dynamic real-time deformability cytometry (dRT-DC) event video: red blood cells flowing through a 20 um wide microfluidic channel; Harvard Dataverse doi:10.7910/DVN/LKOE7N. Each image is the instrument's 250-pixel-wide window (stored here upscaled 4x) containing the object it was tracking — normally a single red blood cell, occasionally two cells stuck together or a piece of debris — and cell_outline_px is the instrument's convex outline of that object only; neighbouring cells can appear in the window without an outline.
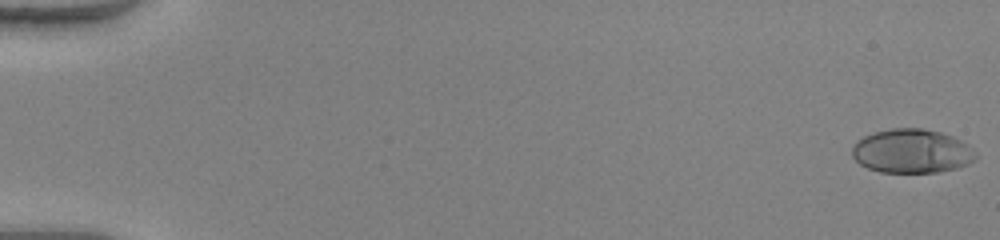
{"species": "human", "species_latin": "Homo sapiens", "temperature_condition": "warm", "stored_images_in_passage": 51, "camera_frame_rate_fps": 3000, "um_per_image_px": 0.085, "donor": {"sex": "female"}, "frame": {"image": 1, "passage_image": 1, "time_ms": 0.0, "image_size_px": [1000, 240], "cell_outline_px": [[976, 160], [968, 164], [956, 168], [936, 172], [880, 172], [868, 168], [860, 164], [852, 156], [852, 148], [856, 140], [864, 136], [876, 132], [892, 128], [924, 128], [940, 132], [952, 136], [968, 144], [976, 152]], "centroid_in_image_um": [77.51, 12.84], "position_along_channel_um": 7.5, "area_um2": 31.73}}
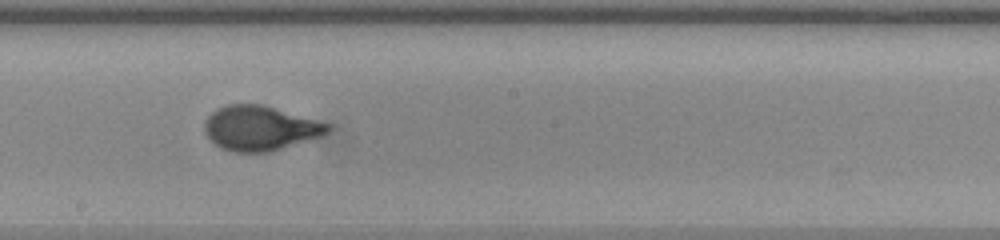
{"frame": {"image": 2, "passage_image": 30, "time_ms": 9.667, "image_size_px": [1000, 240], "cell_outline_px": [[332, 128], [328, 132], [320, 136], [268, 152], [232, 152], [220, 148], [204, 132], [204, 124], [208, 116], [216, 108], [228, 104], [260, 104], [332, 124]], "centroid_in_image_um": [22.09, 10.89], "position_along_channel_um": 226.1, "area_um2": 31.85}}
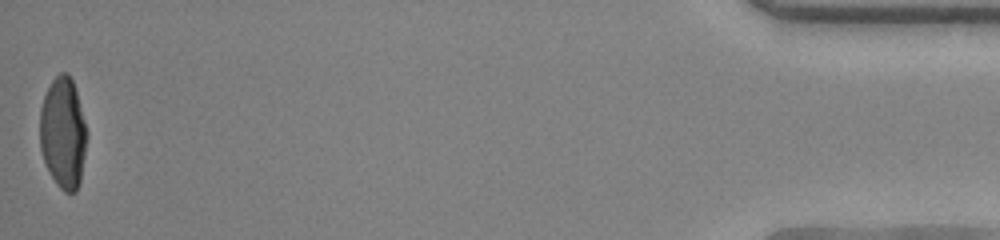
{"frame": {"image": 3, "passage_image": 51, "time_ms": 16.667, "image_size_px": [1000, 240], "cell_outline_px": [[88, 136], [80, 184], [76, 192], [64, 192], [56, 184], [44, 160], [40, 148], [40, 108], [44, 96], [52, 80], [60, 72], [68, 72], [72, 80], [76, 92], [88, 132]], "centroid_in_image_um": [5.38, 11.32], "position_along_channel_um": 429.8, "area_um2": 30.58}, "authors_computed_cell_mechanics": {"area_um2": 31.1542, "velocity_mm_per_s": 4.1512, "shape_relaxation_time_tau1_ms": 5.5793, "shape_relaxation_time_tau2_ms": null, "deformation_change_tau1": 0.2798, "deformation_change_tau2": null}}